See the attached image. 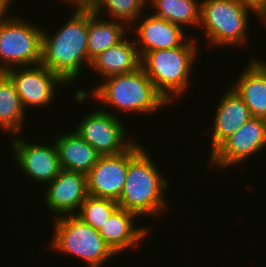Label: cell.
I'll return each instance as SVG.
<instances>
[{"mask_svg":"<svg viewBox=\"0 0 266 267\" xmlns=\"http://www.w3.org/2000/svg\"><path fill=\"white\" fill-rule=\"evenodd\" d=\"M138 142L129 148L126 180L117 203L138 217H162V213L165 214L169 209L164 193L170 183L151 158L150 152Z\"/></svg>","mask_w":266,"mask_h":267,"instance_id":"6da1fadb","label":"cell"},{"mask_svg":"<svg viewBox=\"0 0 266 267\" xmlns=\"http://www.w3.org/2000/svg\"><path fill=\"white\" fill-rule=\"evenodd\" d=\"M88 29L89 11L75 10L55 32L43 29L41 65L57 74L67 85L74 84L73 81L82 76L83 67L88 69L89 66L90 69Z\"/></svg>","mask_w":266,"mask_h":267,"instance_id":"7a4b0ae2","label":"cell"},{"mask_svg":"<svg viewBox=\"0 0 266 267\" xmlns=\"http://www.w3.org/2000/svg\"><path fill=\"white\" fill-rule=\"evenodd\" d=\"M93 86L89 94L84 88L75 89V102L85 103L91 95L98 103L110 106L114 111L136 115H151L171 106L156 90L142 67L132 73L109 76Z\"/></svg>","mask_w":266,"mask_h":267,"instance_id":"3957f363","label":"cell"},{"mask_svg":"<svg viewBox=\"0 0 266 267\" xmlns=\"http://www.w3.org/2000/svg\"><path fill=\"white\" fill-rule=\"evenodd\" d=\"M195 36L180 47L153 50L141 58V67L170 105L181 98L191 84L192 68L200 51L197 40L200 37Z\"/></svg>","mask_w":266,"mask_h":267,"instance_id":"277c9868","label":"cell"},{"mask_svg":"<svg viewBox=\"0 0 266 267\" xmlns=\"http://www.w3.org/2000/svg\"><path fill=\"white\" fill-rule=\"evenodd\" d=\"M250 12L255 14L236 0H201L199 26L207 46L242 49L249 40Z\"/></svg>","mask_w":266,"mask_h":267,"instance_id":"5b68a950","label":"cell"},{"mask_svg":"<svg viewBox=\"0 0 266 267\" xmlns=\"http://www.w3.org/2000/svg\"><path fill=\"white\" fill-rule=\"evenodd\" d=\"M54 233L48 249L83 260L86 267H102L116 255L106 245L98 230L76 215L53 219Z\"/></svg>","mask_w":266,"mask_h":267,"instance_id":"8992f818","label":"cell"},{"mask_svg":"<svg viewBox=\"0 0 266 267\" xmlns=\"http://www.w3.org/2000/svg\"><path fill=\"white\" fill-rule=\"evenodd\" d=\"M11 13L0 20V72L41 64L42 26Z\"/></svg>","mask_w":266,"mask_h":267,"instance_id":"52a82bcc","label":"cell"},{"mask_svg":"<svg viewBox=\"0 0 266 267\" xmlns=\"http://www.w3.org/2000/svg\"><path fill=\"white\" fill-rule=\"evenodd\" d=\"M109 109V110H108ZM100 108L90 111L75 125V132L88 142L101 156L118 155L129 149L135 137H129L125 122L117 113ZM124 124V125H123Z\"/></svg>","mask_w":266,"mask_h":267,"instance_id":"ba28073f","label":"cell"},{"mask_svg":"<svg viewBox=\"0 0 266 267\" xmlns=\"http://www.w3.org/2000/svg\"><path fill=\"white\" fill-rule=\"evenodd\" d=\"M266 147V119L251 117L209 156L208 166L225 170L246 162ZM245 160V161H244Z\"/></svg>","mask_w":266,"mask_h":267,"instance_id":"9c48e42d","label":"cell"},{"mask_svg":"<svg viewBox=\"0 0 266 267\" xmlns=\"http://www.w3.org/2000/svg\"><path fill=\"white\" fill-rule=\"evenodd\" d=\"M5 73L15 84L26 112L29 111V108L30 110L32 108L39 110V107L40 110L46 108V106L52 104L53 98H56L55 94L57 96L58 86L67 85L57 74L41 64L11 68Z\"/></svg>","mask_w":266,"mask_h":267,"instance_id":"30bf717a","label":"cell"},{"mask_svg":"<svg viewBox=\"0 0 266 267\" xmlns=\"http://www.w3.org/2000/svg\"><path fill=\"white\" fill-rule=\"evenodd\" d=\"M11 138H14L10 148L15 163L31 181L33 179L36 184L47 185L62 170L55 142L31 143L29 139L21 138L20 134Z\"/></svg>","mask_w":266,"mask_h":267,"instance_id":"8fae6325","label":"cell"},{"mask_svg":"<svg viewBox=\"0 0 266 267\" xmlns=\"http://www.w3.org/2000/svg\"><path fill=\"white\" fill-rule=\"evenodd\" d=\"M46 186L43 199L46 208L55 214L52 219L76 215L88 196L87 175L81 172L62 169Z\"/></svg>","mask_w":266,"mask_h":267,"instance_id":"7c38bea8","label":"cell"},{"mask_svg":"<svg viewBox=\"0 0 266 267\" xmlns=\"http://www.w3.org/2000/svg\"><path fill=\"white\" fill-rule=\"evenodd\" d=\"M151 13V14H149ZM139 17L129 28L136 34L135 45L140 58L147 52L182 46L190 37L181 26L159 18L152 12ZM139 21V22H138ZM138 22V24H137ZM136 26V27H135ZM133 28V29H132ZM138 36V37H137Z\"/></svg>","mask_w":266,"mask_h":267,"instance_id":"4fadbf2b","label":"cell"},{"mask_svg":"<svg viewBox=\"0 0 266 267\" xmlns=\"http://www.w3.org/2000/svg\"><path fill=\"white\" fill-rule=\"evenodd\" d=\"M129 149L118 155L100 156L87 174L88 195L118 201L126 180Z\"/></svg>","mask_w":266,"mask_h":267,"instance_id":"5bb4252c","label":"cell"},{"mask_svg":"<svg viewBox=\"0 0 266 267\" xmlns=\"http://www.w3.org/2000/svg\"><path fill=\"white\" fill-rule=\"evenodd\" d=\"M138 216L129 210L118 207L98 230L106 245L115 255L124 253L148 239V227L135 226ZM147 237V238H146Z\"/></svg>","mask_w":266,"mask_h":267,"instance_id":"9a60e30c","label":"cell"},{"mask_svg":"<svg viewBox=\"0 0 266 267\" xmlns=\"http://www.w3.org/2000/svg\"><path fill=\"white\" fill-rule=\"evenodd\" d=\"M215 113L211 123L213 126L209 130L210 154L252 117L248 106L229 85L222 94Z\"/></svg>","mask_w":266,"mask_h":267,"instance_id":"2e32d148","label":"cell"},{"mask_svg":"<svg viewBox=\"0 0 266 267\" xmlns=\"http://www.w3.org/2000/svg\"><path fill=\"white\" fill-rule=\"evenodd\" d=\"M251 57L230 87L248 106L252 117L266 119V62Z\"/></svg>","mask_w":266,"mask_h":267,"instance_id":"e0dca14e","label":"cell"},{"mask_svg":"<svg viewBox=\"0 0 266 267\" xmlns=\"http://www.w3.org/2000/svg\"><path fill=\"white\" fill-rule=\"evenodd\" d=\"M127 38L126 36L91 61L90 68L97 72L99 77L105 79L113 75L128 74L141 67V58L134 38Z\"/></svg>","mask_w":266,"mask_h":267,"instance_id":"ac0fdd59","label":"cell"},{"mask_svg":"<svg viewBox=\"0 0 266 267\" xmlns=\"http://www.w3.org/2000/svg\"><path fill=\"white\" fill-rule=\"evenodd\" d=\"M58 158L64 170L88 174L101 156L74 130L55 137Z\"/></svg>","mask_w":266,"mask_h":267,"instance_id":"d6986e66","label":"cell"},{"mask_svg":"<svg viewBox=\"0 0 266 267\" xmlns=\"http://www.w3.org/2000/svg\"><path fill=\"white\" fill-rule=\"evenodd\" d=\"M129 26L118 20L105 18L89 11L88 29V57L92 61L95 57L116 45L128 36ZM127 32V33H126ZM127 34V35H126Z\"/></svg>","mask_w":266,"mask_h":267,"instance_id":"ffe728a7","label":"cell"},{"mask_svg":"<svg viewBox=\"0 0 266 267\" xmlns=\"http://www.w3.org/2000/svg\"><path fill=\"white\" fill-rule=\"evenodd\" d=\"M25 114L15 84L5 72H0V130L11 137L23 133Z\"/></svg>","mask_w":266,"mask_h":267,"instance_id":"44dd1931","label":"cell"},{"mask_svg":"<svg viewBox=\"0 0 266 267\" xmlns=\"http://www.w3.org/2000/svg\"><path fill=\"white\" fill-rule=\"evenodd\" d=\"M148 3L154 9L153 15L183 29L187 26L200 29L201 0H148Z\"/></svg>","mask_w":266,"mask_h":267,"instance_id":"7402d4cb","label":"cell"},{"mask_svg":"<svg viewBox=\"0 0 266 267\" xmlns=\"http://www.w3.org/2000/svg\"><path fill=\"white\" fill-rule=\"evenodd\" d=\"M146 6H149L148 0H96L92 12L103 16L105 11L109 16L107 18L122 21L130 27L139 17H142L143 12L146 13L144 11L147 9Z\"/></svg>","mask_w":266,"mask_h":267,"instance_id":"603a6c76","label":"cell"},{"mask_svg":"<svg viewBox=\"0 0 266 267\" xmlns=\"http://www.w3.org/2000/svg\"><path fill=\"white\" fill-rule=\"evenodd\" d=\"M118 207L115 200L88 195L76 216L95 230H99Z\"/></svg>","mask_w":266,"mask_h":267,"instance_id":"cb8c5ba5","label":"cell"},{"mask_svg":"<svg viewBox=\"0 0 266 267\" xmlns=\"http://www.w3.org/2000/svg\"><path fill=\"white\" fill-rule=\"evenodd\" d=\"M240 5H243L252 10L256 18L262 20L266 26V0H236Z\"/></svg>","mask_w":266,"mask_h":267,"instance_id":"d4e9b609","label":"cell"},{"mask_svg":"<svg viewBox=\"0 0 266 267\" xmlns=\"http://www.w3.org/2000/svg\"><path fill=\"white\" fill-rule=\"evenodd\" d=\"M62 3H67L73 7L75 11H92L95 6L96 0H60ZM65 1V2H64Z\"/></svg>","mask_w":266,"mask_h":267,"instance_id":"484cf974","label":"cell"},{"mask_svg":"<svg viewBox=\"0 0 266 267\" xmlns=\"http://www.w3.org/2000/svg\"><path fill=\"white\" fill-rule=\"evenodd\" d=\"M15 0H0V20L5 19V18H9L10 16H12L13 14H8V11L10 12V10L8 8H12V6L10 7V5L13 3L14 4Z\"/></svg>","mask_w":266,"mask_h":267,"instance_id":"4316f807","label":"cell"}]
</instances>
